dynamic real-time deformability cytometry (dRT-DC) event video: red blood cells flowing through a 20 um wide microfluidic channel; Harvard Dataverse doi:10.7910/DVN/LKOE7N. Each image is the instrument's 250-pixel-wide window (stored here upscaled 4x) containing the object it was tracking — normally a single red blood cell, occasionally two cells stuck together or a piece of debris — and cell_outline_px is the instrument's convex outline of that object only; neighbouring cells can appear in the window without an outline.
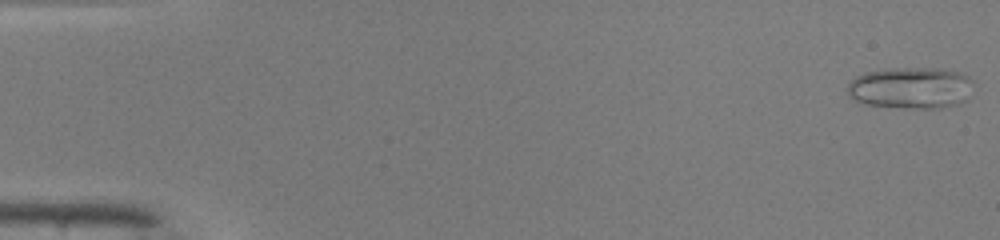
{"species": "common noctule bat (a hibernating species)", "species_latin": "Nyctalus noctula", "temperature_condition": "warm", "stored_images_in_passage": 49, "camera_frame_rate_fps": 3000, "um_per_image_px": 0.085, "animal": {"sex": "male", "body_mass_g": 19.0, "forearm_length_mm": 50.8}, "frame": {"image": 1, "passage_image": 1, "time_ms": 0.0, "image_size_px": [1000, 240], "cell_outline_px": [[972, 80], [964, 100], [956, 104], [940, 108], [916, 108], [868, 104], [856, 100], [848, 96], [848, 84], [856, 76], [864, 72], [896, 68], [932, 68], [960, 72], [968, 76]], "centroid_in_image_um": [77.38, 7.45], "position_along_channel_um": 7.6, "area_um2": 29.88}}
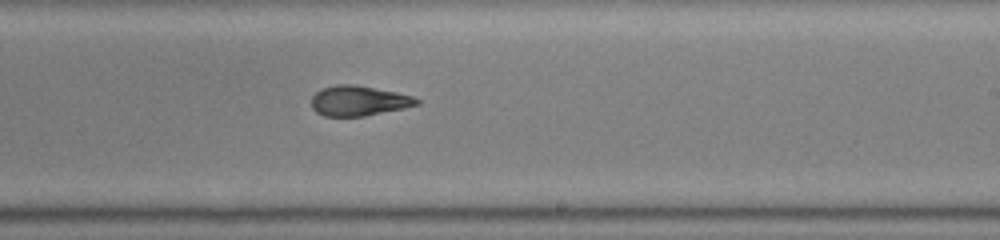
{"frame": {"image": 2, "passage_image": 30, "time_ms": 9.667, "image_size_px": [1000, 240], "cell_outline_px": [[420, 104], [404, 108], [364, 116], [324, 116], [316, 112], [312, 108], [312, 96], [320, 88], [336, 84], [352, 84], [396, 92], [412, 96], [420, 100]], "centroid_in_image_um": [30.47, 8.56], "position_along_channel_um": 258.5, "area_um2": 18.44}}
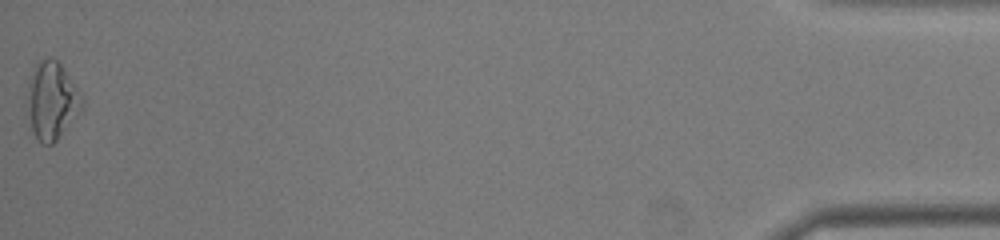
{"frame": {"image": 3, "passage_image": 49, "time_ms": 16.0, "image_size_px": [1000, 240], "cell_outline_px": [[84, 108], [56, 140], [52, 144], [40, 144], [36, 140], [32, 128], [28, 84], [36, 64], [44, 56], [52, 56], [60, 64], [80, 92], [84, 100]], "centroid_in_image_um": [4.45, 8.54], "position_along_channel_um": 430.7, "area_um2": 24.22}, "authors_computed_cell_mechanics": {"area_um2": 20.23, "velocity_mm_per_s": 4.1679, "shape_relaxation_time_tau1_ms": null, "shape_relaxation_time_tau2_ms": 1.6291, "deformation_change_tau1": null, "deformation_change_tau2": 0.0913}}